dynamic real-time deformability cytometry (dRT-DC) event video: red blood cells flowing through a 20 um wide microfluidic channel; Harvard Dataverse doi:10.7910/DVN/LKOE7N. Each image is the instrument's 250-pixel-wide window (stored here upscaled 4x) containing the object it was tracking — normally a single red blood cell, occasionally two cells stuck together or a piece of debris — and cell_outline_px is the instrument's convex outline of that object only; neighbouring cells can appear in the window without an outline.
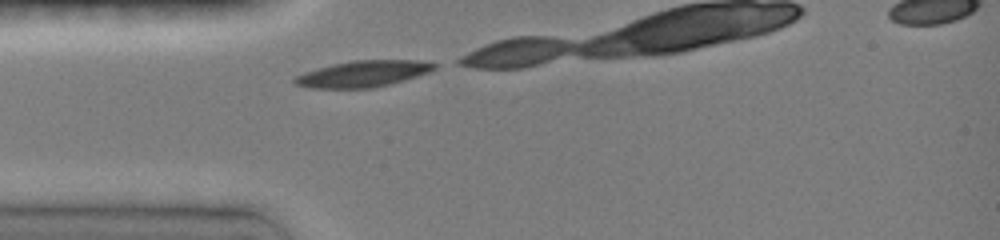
{"species": "common noctule bat (a hibernating species)", "species_latin": "Nyctalus noctula", "temperature_condition": "room temperature", "stored_images_in_passage": 4, "camera_frame_rate_fps": 3000, "um_per_image_px": 0.085, "animal": {"sex": "female", "body_mass_g": 19.0, "forearm_length_mm": 51.5}, "frame": {"image": 1, "passage_image": 1, "time_ms": 0.0, "image_size_px": [1000, 240], "cell_outline_px": [[436, 68], [428, 72], [404, 80], [372, 88], [308, 88], [296, 84], [292, 80], [296, 76], [304, 72], [332, 64], [352, 60], [416, 60], [436, 64]], "centroid_in_image_um": [30.82, 6.27], "position_along_channel_um": 54.2, "area_um2": 21.21}}